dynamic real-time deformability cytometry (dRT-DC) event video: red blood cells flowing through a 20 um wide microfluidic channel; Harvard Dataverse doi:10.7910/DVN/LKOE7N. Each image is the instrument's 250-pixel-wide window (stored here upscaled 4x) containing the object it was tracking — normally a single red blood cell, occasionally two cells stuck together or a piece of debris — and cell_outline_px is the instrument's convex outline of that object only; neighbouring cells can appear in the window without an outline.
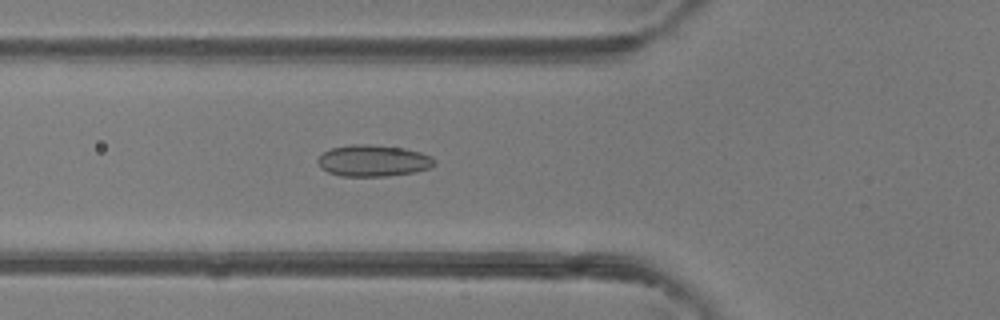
{"species": "common noctule bat (a hibernating species)", "species_latin": "Nyctalus noctula", "temperature_condition": "room temperature", "stored_images_in_passage": 46, "camera_frame_rate_fps": 3000, "um_per_image_px": 0.085, "animal": {"sex": "female"}, "frame": {"image": 1, "passage_image": 16, "time_ms": 5.0, "image_size_px": [1000, 320], "cell_outline_px": [[436, 164], [428, 168], [416, 172], [388, 176], [340, 176], [328, 172], [320, 168], [316, 160], [324, 152], [332, 148], [352, 144], [372, 144], [404, 148], [420, 152], [432, 156], [436, 160]], "centroid_in_image_um": [31.73, 13.66], "position_along_channel_um": 94.1, "area_um2": 21.62}}
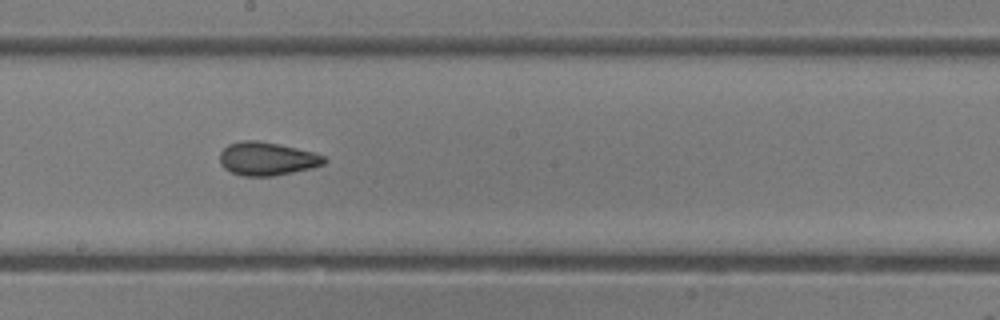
{"frame": {"image": 2, "passage_image": 25, "time_ms": 8.0, "image_size_px": [1000, 320], "cell_outline_px": [[328, 160], [324, 164], [312, 168], [272, 176], [244, 176], [232, 172], [224, 168], [220, 164], [220, 152], [228, 144], [244, 140], [256, 140], [296, 148], [312, 152], [324, 156]], "centroid_in_image_um": [22.68, 13.5], "position_along_channel_um": 225.5, "area_um2": 20.11}}
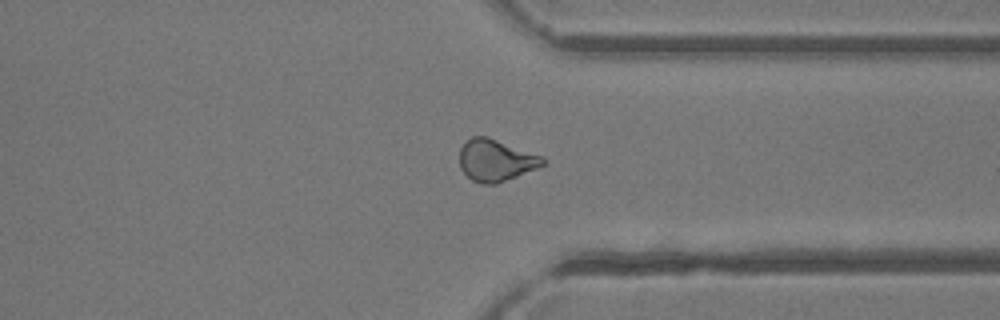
{"frame": {"image": 3, "passage_image": 35, "time_ms": 11.333, "image_size_px": [1000, 320], "cell_outline_px": [[548, 160], [544, 164], [536, 168], [496, 184], [484, 184], [472, 180], [460, 168], [460, 148], [472, 136], [488, 136], [544, 156]], "centroid_in_image_um": [42.17, 13.61], "position_along_channel_um": 369.2, "area_um2": 20.29}, "authors_computed_cell_mechanics": {"area_um2": 20.7213, "velocity_mm_per_s": 4.3593, "shape_relaxation_time_tau1_ms": 6.3511, "shape_relaxation_time_tau2_ms": 1.6362, "deformation_change_tau1": 0.1256, "deformation_change_tau2": 0.0704}}